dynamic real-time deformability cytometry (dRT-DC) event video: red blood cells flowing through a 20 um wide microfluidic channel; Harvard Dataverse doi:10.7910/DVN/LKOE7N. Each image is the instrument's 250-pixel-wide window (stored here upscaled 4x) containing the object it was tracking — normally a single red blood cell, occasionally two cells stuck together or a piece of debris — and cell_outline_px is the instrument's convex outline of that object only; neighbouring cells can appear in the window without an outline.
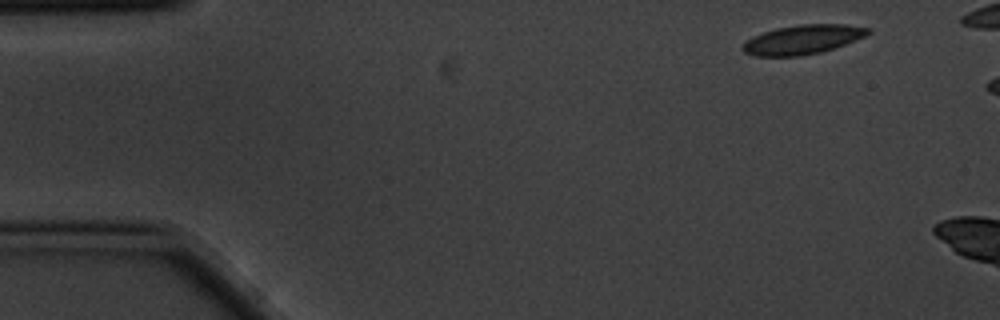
{"species": "common noctule bat (a hibernating species)", "species_latin": "Nyctalus noctula", "temperature_condition": "cold", "stored_images_in_passage": 3, "camera_frame_rate_fps": 3000, "um_per_image_px": 0.085, "animal": {"sex": "male", "body_mass_g": 20.1, "forearm_length_mm": 53.5}, "frame": {"image": 1, "passage_image": 1, "time_ms": 0.0, "image_size_px": [1000, 320], "cell_outline_px": [[872, 32], [856, 40], [820, 52], [800, 56], [756, 56], [744, 52], [740, 48], [752, 36], [776, 28], [800, 24], [844, 24], [872, 28]], "centroid_in_image_um": [68.24, 3.35], "position_along_channel_um": 16.8, "area_um2": 21.27}}